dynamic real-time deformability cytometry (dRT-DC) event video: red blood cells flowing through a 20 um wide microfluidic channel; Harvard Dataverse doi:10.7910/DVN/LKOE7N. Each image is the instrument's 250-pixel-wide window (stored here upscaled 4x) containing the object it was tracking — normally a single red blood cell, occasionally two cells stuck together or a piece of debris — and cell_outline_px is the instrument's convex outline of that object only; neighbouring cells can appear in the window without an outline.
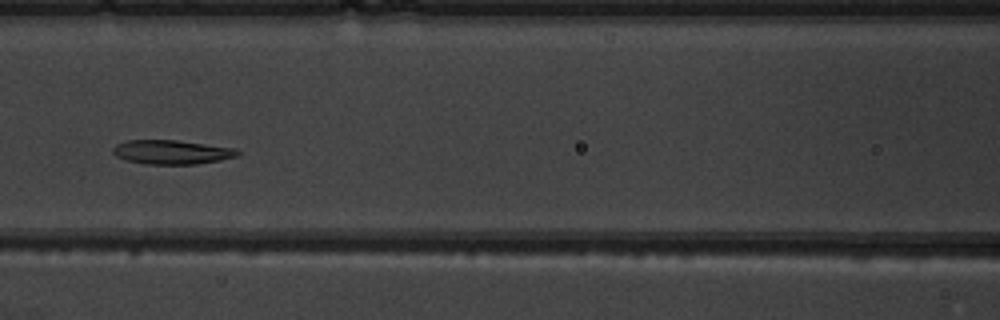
{"species": "common noctule bat (a hibernating species)", "species_latin": "Nyctalus noctula", "temperature_condition": "warm", "stored_images_in_passage": 6, "camera_frame_rate_fps": 3000, "um_per_image_px": 0.085, "animal": {"sex": "male", "body_mass_g": 19.5, "forearm_length_mm": 54.6}, "frame": {"image": 1, "passage_image": 6, "time_ms": 6.333, "image_size_px": [1000, 320], "cell_outline_px": [[240, 156], [220, 160], [196, 164], [144, 164], [128, 160], [116, 156], [112, 152], [112, 148], [116, 144], [128, 140], [176, 140], [236, 148], [240, 152]], "centroid_in_image_um": [14.62, 12.93], "position_along_channel_um": 152.0, "area_um2": 17.57}}